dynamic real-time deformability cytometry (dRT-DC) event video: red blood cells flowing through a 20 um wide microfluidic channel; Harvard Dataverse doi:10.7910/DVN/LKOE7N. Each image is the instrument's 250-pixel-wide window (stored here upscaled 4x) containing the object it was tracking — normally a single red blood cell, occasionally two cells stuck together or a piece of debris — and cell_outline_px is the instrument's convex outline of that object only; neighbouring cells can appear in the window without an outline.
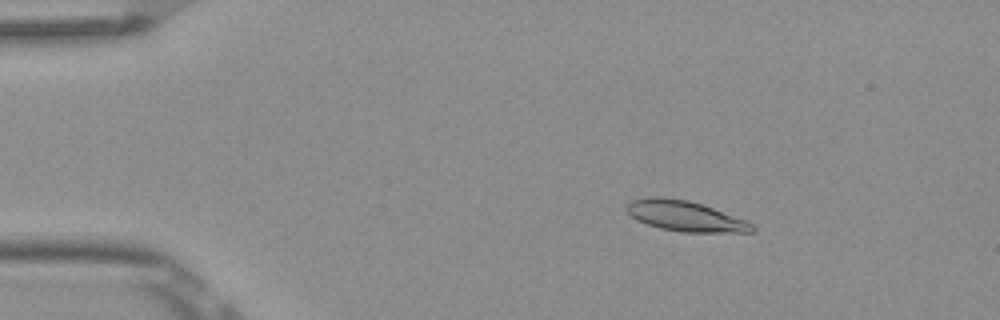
{"species": "Egyptian fruit bat (a non-hibernating species)", "species_latin": "Rousettus aegyptiacus", "temperature_condition": "room temperature", "stored_images_in_passage": 5, "camera_frame_rate_fps": 3000, "um_per_image_px": 0.085, "frame": {"image": 1, "passage_image": 3, "time_ms": 0.667, "image_size_px": [1000, 320], "cell_outline_px": [[756, 232], [680, 232], [660, 228], [636, 220], [624, 208], [632, 200], [648, 196], [660, 196], [688, 200], [712, 208], [744, 220], [752, 224], [756, 228]], "centroid_in_image_um": [58.2, 18.36], "position_along_channel_um": 26.8, "area_um2": 22.08}}